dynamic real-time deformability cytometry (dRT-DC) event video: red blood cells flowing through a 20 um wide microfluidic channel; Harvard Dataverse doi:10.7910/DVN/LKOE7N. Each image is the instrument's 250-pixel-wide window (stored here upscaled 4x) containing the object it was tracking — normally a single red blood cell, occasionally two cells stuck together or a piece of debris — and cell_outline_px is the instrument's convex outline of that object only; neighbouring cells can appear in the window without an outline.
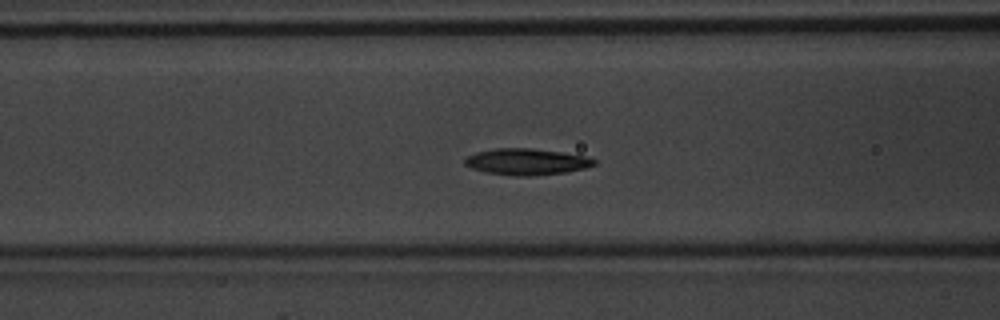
{"species": "common noctule bat (a hibernating species)", "species_latin": "Nyctalus noctula", "temperature_condition": "warm", "stored_images_in_passage": 35, "camera_frame_rate_fps": 3000, "um_per_image_px": 0.085, "animal": {"sex": "male", "body_mass_g": 20.1, "forearm_length_mm": 53.5}, "frame": {"image": 1, "passage_image": 6, "time_ms": 1.667, "image_size_px": [1000, 320], "cell_outline_px": [[596, 164], [584, 168], [568, 172], [532, 176], [516, 176], [484, 172], [472, 168], [464, 164], [464, 160], [468, 156], [476, 152], [496, 148], [532, 148], [560, 152], [584, 156], [596, 160]], "centroid_in_image_um": [44.74, 13.75], "position_along_channel_um": 121.9, "area_um2": 19.83}}
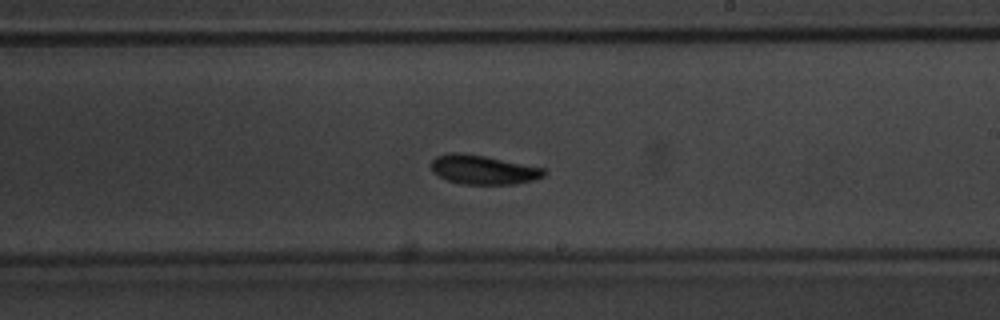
{"frame": {"image": 2, "passage_image": 15, "time_ms": 4.667, "image_size_px": [1000, 320], "cell_outline_px": [[548, 172], [544, 176], [532, 180], [512, 184], [460, 184], [448, 180], [432, 172], [432, 160], [436, 156], [448, 152], [456, 152], [484, 156], [544, 168]], "centroid_in_image_um": [41.06, 14.42], "position_along_channel_um": 247.9, "area_um2": 19.02}}
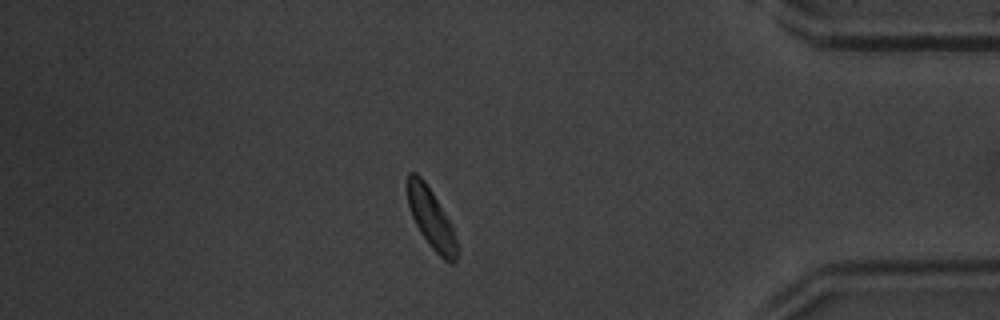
{"frame": {"image": 3, "passage_image": 28, "time_ms": 9.0, "image_size_px": [1000, 320], "cell_outline_px": [[460, 252], [456, 260], [452, 264], [448, 264], [432, 248], [420, 232], [412, 216], [408, 204], [404, 188], [404, 184], [408, 172], [416, 172], [424, 180], [432, 192], [448, 220], [452, 228]], "centroid_in_image_um": [36.61, 18.54], "position_along_channel_um": 398.6, "area_um2": 17.51}, "authors_computed_cell_mechanics": {"area_um2": 18.5538, "velocity_mm_per_s": 4.2031, "shape_relaxation_time_tau1_ms": 5.4205, "shape_relaxation_time_tau2_ms": 7.6371, "deformation_change_tau1": 0.222, "deformation_change_tau2": 0.154}}